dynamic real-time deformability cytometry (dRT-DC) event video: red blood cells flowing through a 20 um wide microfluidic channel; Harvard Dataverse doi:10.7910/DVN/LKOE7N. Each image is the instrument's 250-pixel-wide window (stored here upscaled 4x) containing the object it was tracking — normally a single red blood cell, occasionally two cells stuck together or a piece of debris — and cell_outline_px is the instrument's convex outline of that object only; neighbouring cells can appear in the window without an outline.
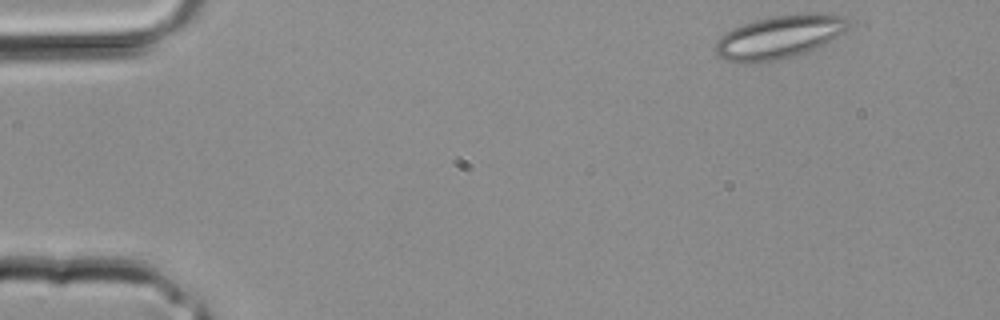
{"species": "common noctule bat (a hibernating species)", "species_latin": "Nyctalus noctula", "temperature_condition": "room temperature", "stored_images_in_passage": 32, "camera_frame_rate_fps": 3000, "um_per_image_px": 0.085, "animal": {"sex": "male", "body_mass_g": 20.4}, "frame": {"image": 1, "passage_image": 1, "time_ms": 0.0, "image_size_px": [1000, 320], "cell_outline_px": [[852, 20], [848, 28], [844, 32], [804, 52], [780, 60], [748, 64], [744, 64], [728, 60], [720, 56], [712, 48], [716, 40], [720, 36], [744, 24], [756, 20], [772, 16], [812, 12], [844, 16]], "centroid_in_image_um": [66.22, 3.14], "position_along_channel_um": 18.8, "area_um2": 33.23}}
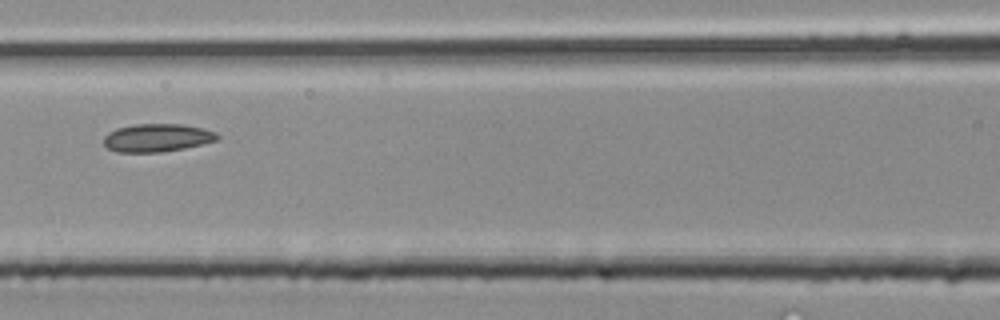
{"frame": {"image": 2, "passage_image": 13, "time_ms": 4.0, "image_size_px": [1000, 320], "cell_outline_px": [[220, 140], [184, 148], [160, 152], [116, 152], [108, 148], [104, 144], [104, 136], [108, 132], [116, 128], [136, 124], [180, 124], [204, 128], [216, 132], [220, 136]], "centroid_in_image_um": [13.37, 11.71], "position_along_channel_um": 153.2, "area_um2": 18.67}}
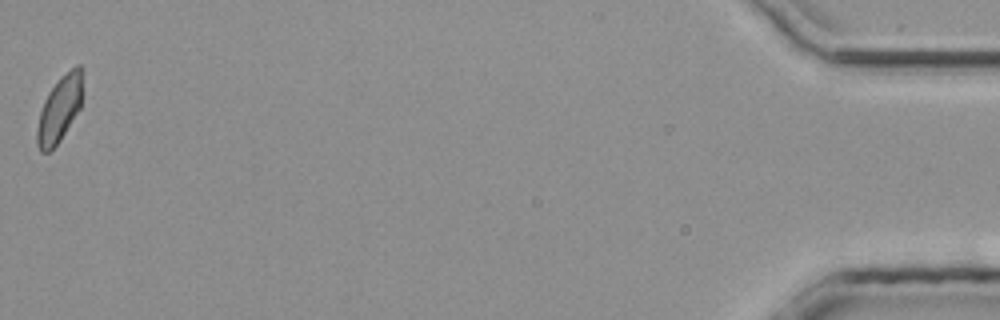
{"frame": {"image": 3, "passage_image": 32, "time_ms": 10.333, "image_size_px": [1000, 320], "cell_outline_px": [[80, 108], [60, 140], [48, 152], [40, 152], [36, 144], [36, 132], [40, 112], [44, 100], [48, 92], [60, 76], [76, 64], [80, 64]], "centroid_in_image_um": [5.0, 9.3], "position_along_channel_um": 430.2, "area_um2": 17.05}}